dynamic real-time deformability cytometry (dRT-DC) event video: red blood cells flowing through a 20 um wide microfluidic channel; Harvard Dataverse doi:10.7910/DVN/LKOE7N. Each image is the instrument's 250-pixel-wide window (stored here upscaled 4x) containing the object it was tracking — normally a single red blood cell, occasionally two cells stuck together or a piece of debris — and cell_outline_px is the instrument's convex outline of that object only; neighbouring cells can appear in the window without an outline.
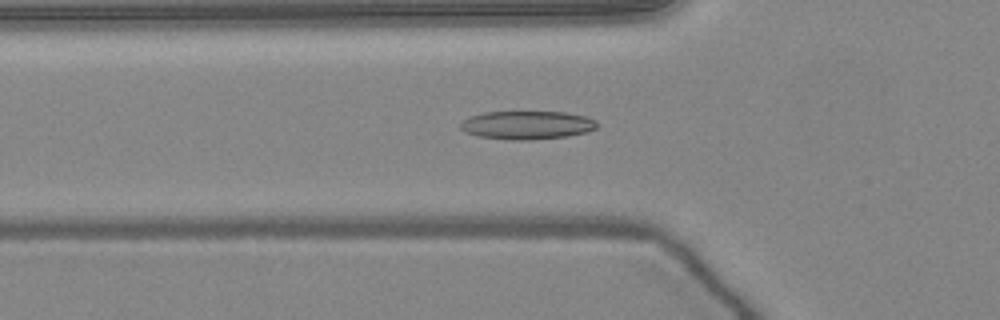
{"species": "common noctule bat (a hibernating species)", "species_latin": "Nyctalus noctula", "temperature_condition": "warm", "stored_images_in_passage": 50, "camera_frame_rate_fps": 3000, "um_per_image_px": 0.085, "animal": {"sex": "female", "body_mass_g": 24.6, "forearm_length_mm": 56.2}, "frame": {"image": 1, "passage_image": 17, "time_ms": 5.333, "image_size_px": [1000, 320], "cell_outline_px": [[596, 128], [588, 132], [568, 136], [532, 140], [512, 140], [476, 136], [464, 132], [460, 128], [460, 124], [468, 116], [484, 112], [564, 112], [584, 116], [596, 120]], "centroid_in_image_um": [44.77, 10.64], "position_along_channel_um": 81.0, "area_um2": 22.72}}
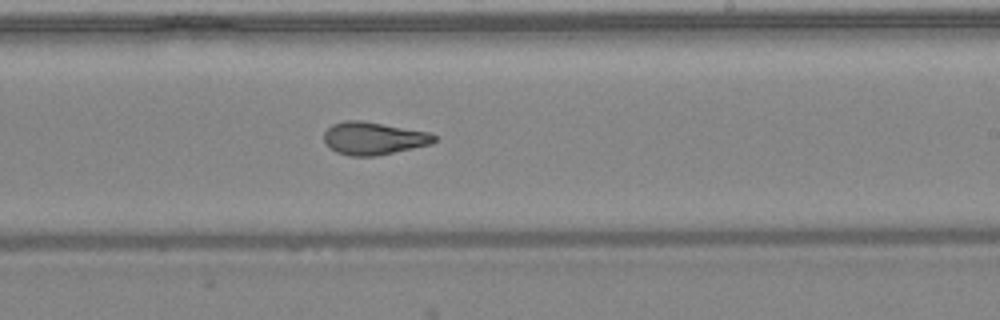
{"frame": {"image": 2, "passage_image": 30, "time_ms": 9.667, "image_size_px": [1000, 320], "cell_outline_px": [[436, 140], [432, 144], [376, 156], [348, 156], [336, 152], [328, 148], [324, 144], [324, 132], [332, 124], [344, 120], [360, 120], [432, 132], [436, 136]], "centroid_in_image_um": [31.74, 11.76], "position_along_channel_um": 257.3, "area_um2": 21.33}}
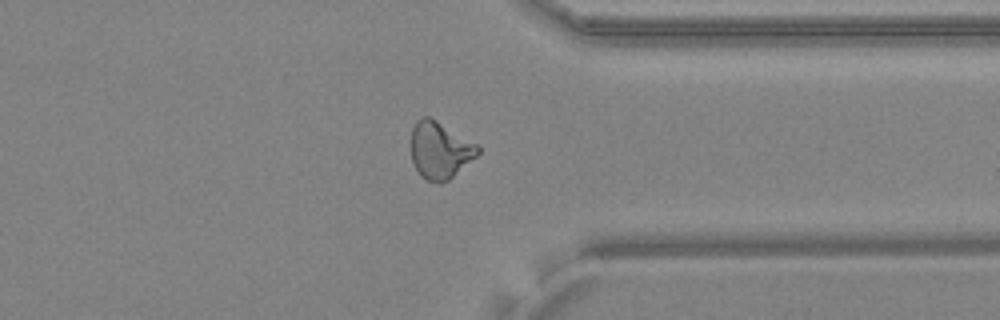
{"frame": {"image": 3, "passage_image": 39, "time_ms": 12.667, "image_size_px": [1000, 320], "cell_outline_px": [[480, 152], [476, 156], [448, 180], [440, 184], [428, 180], [416, 168], [412, 160], [412, 128], [416, 120], [424, 116], [428, 116], [436, 120], [480, 144]], "centroid_in_image_um": [37.43, 12.73], "position_along_channel_um": 374.0, "area_um2": 22.02}}